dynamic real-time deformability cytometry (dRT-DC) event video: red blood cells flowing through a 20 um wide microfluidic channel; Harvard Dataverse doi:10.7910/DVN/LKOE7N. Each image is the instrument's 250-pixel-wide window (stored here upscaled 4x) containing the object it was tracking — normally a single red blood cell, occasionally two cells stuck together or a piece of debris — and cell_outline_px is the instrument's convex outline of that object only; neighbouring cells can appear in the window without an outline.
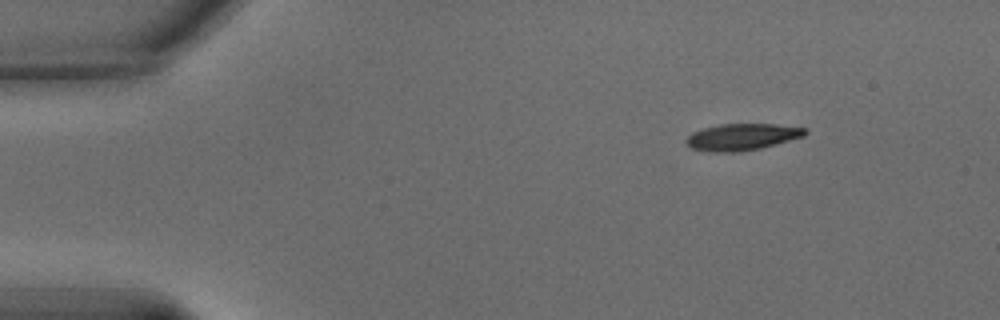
{"species": "common noctule bat (a hibernating species)", "species_latin": "Nyctalus noctula", "temperature_condition": "warm", "stored_images_in_passage": 52, "camera_frame_rate_fps": 3000, "um_per_image_px": 0.085, "animal": {"sex": "male", "body_mass_g": 15.6}, "frame": {"image": 1, "passage_image": 1, "time_ms": 0.0, "image_size_px": [1000, 320], "cell_outline_px": [[808, 132], [804, 136], [760, 148], [740, 152], [712, 152], [692, 148], [684, 140], [692, 132], [704, 128], [720, 124], [776, 124], [808, 128]], "centroid_in_image_um": [63.09, 11.63], "position_along_channel_um": 21.9, "area_um2": 18.44}}
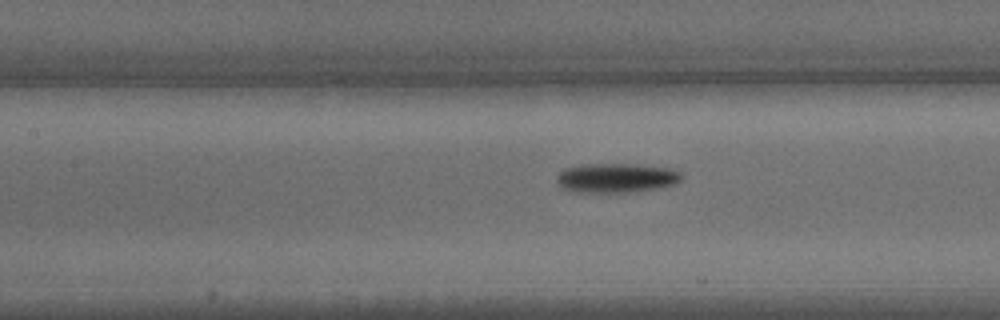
{"frame": {"image": 2, "passage_image": 20, "time_ms": 6.333, "image_size_px": [1000, 320], "cell_outline_px": [[684, 176], [680, 180], [672, 184], [656, 188], [628, 192], [576, 192], [564, 188], [556, 180], [556, 176], [564, 168], [584, 164], [632, 164], [668, 168], [680, 172]], "centroid_in_image_um": [52.36, 15.11], "position_along_channel_um": 155.0, "area_um2": 21.1}}
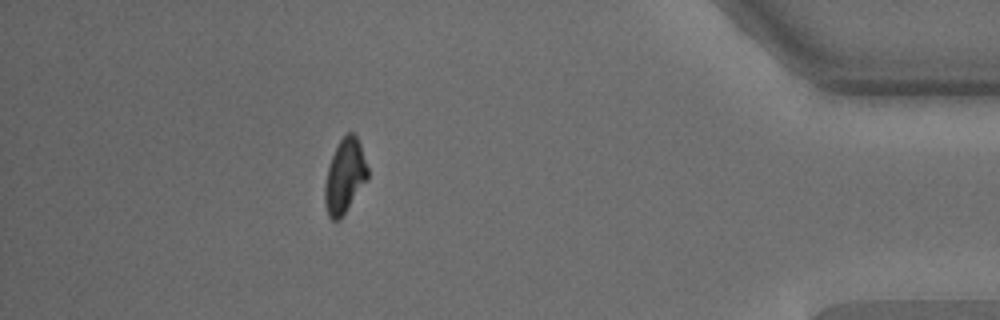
{"frame": {"image": 3, "passage_image": 46, "time_ms": 15.0, "image_size_px": [1000, 320], "cell_outline_px": [[368, 176], [344, 212], [336, 220], [332, 220], [328, 216], [324, 204], [324, 184], [328, 168], [332, 156], [340, 140], [348, 132], [352, 132], [356, 136], [360, 144], [368, 168]], "centroid_in_image_um": [29.27, 14.94], "position_along_channel_um": 405.9, "area_um2": 17.92}, "authors_computed_cell_mechanics": {"area_um2": 19.5653, "velocity_mm_per_s": 3.4286, "shape_relaxation_time_tau1_ms": 3.1518, "shape_relaxation_time_tau2_ms": null, "deformation_change_tau1": 0.1428, "deformation_change_tau2": null}}